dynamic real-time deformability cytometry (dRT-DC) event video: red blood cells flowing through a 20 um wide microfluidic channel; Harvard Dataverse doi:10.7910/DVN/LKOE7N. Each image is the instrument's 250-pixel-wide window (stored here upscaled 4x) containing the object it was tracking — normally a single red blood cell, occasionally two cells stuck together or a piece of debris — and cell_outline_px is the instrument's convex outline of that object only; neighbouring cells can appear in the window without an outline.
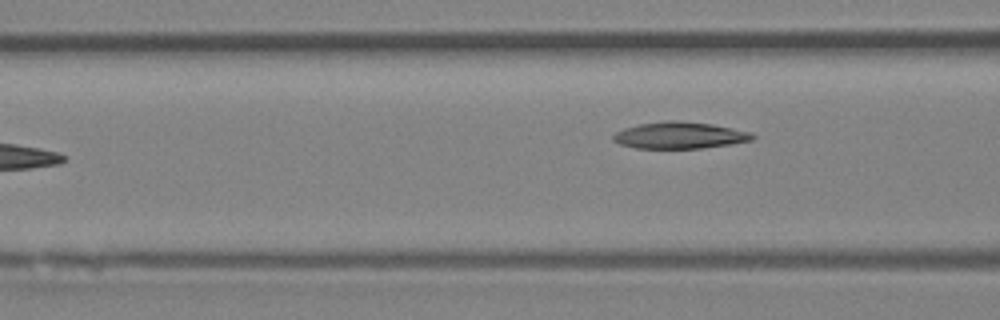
{"species": "Egyptian fruit bat (a non-hibernating species)", "species_latin": "Rousettus aegyptiacus", "temperature_condition": "room temperature", "stored_images_in_passage": 5, "camera_frame_rate_fps": 3000, "um_per_image_px": 0.085, "animal": {"sex": "female"}, "frame": {"image": 1, "passage_image": 5, "time_ms": 4.667, "image_size_px": [1000, 320], "cell_outline_px": [[756, 136], [752, 140], [728, 144], [700, 148], [636, 148], [620, 144], [612, 140], [612, 136], [616, 132], [624, 128], [640, 124], [664, 120], [680, 120], [712, 124], [752, 132]], "centroid_in_image_um": [57.76, 11.49], "position_along_channel_um": 108.8, "area_um2": 21.62}}